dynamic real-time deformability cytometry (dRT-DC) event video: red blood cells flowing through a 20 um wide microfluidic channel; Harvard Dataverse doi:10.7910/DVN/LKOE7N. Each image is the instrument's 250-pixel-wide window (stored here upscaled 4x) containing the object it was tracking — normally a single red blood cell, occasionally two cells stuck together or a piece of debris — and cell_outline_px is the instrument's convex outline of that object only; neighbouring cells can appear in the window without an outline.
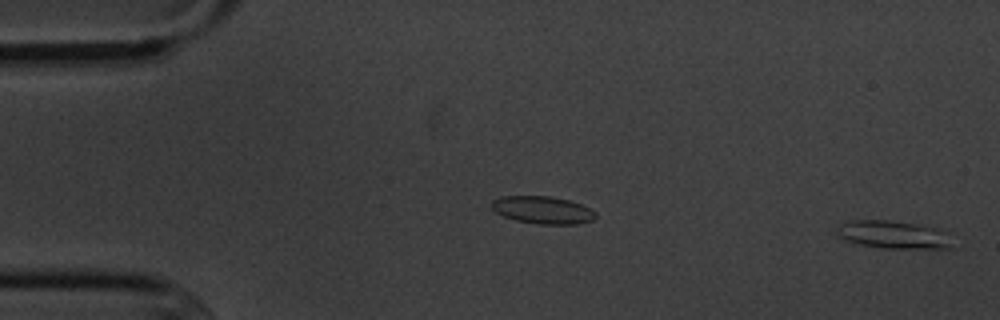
{"species": "common noctule bat (a hibernating species)", "species_latin": "Nyctalus noctula", "temperature_condition": "cold", "stored_images_in_passage": 3, "camera_frame_rate_fps": 3000, "um_per_image_px": 0.085, "animal": {"sex": "male", "body_mass_g": 20.1, "forearm_length_mm": 53.5}, "frame": {"image": 1, "passage_image": 3, "time_ms": 2.333, "image_size_px": [1000, 320], "cell_outline_px": [[952, 248], [880, 248], [860, 244], [844, 240], [836, 236], [836, 228], [840, 224], [852, 220], [888, 220], [936, 228]], "centroid_in_image_um": [75.73, 19.95], "position_along_channel_um": 9.3, "area_um2": 18.09}}